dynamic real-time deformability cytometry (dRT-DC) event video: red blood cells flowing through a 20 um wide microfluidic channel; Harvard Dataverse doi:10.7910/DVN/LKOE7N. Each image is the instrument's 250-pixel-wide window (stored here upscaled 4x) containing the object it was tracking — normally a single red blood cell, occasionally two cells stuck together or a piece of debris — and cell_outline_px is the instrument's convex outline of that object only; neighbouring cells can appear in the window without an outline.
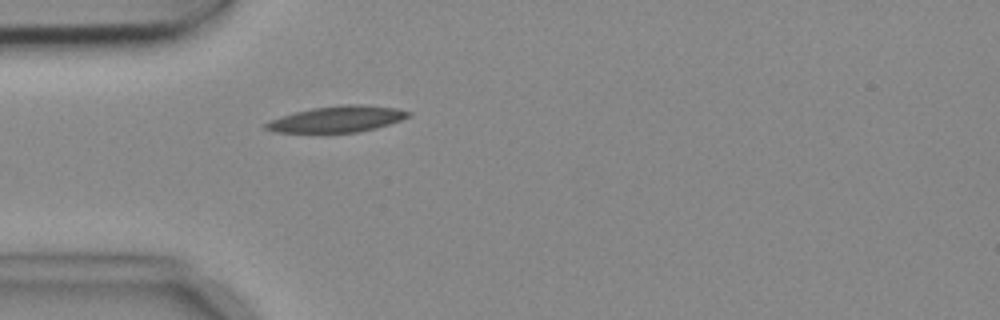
{"species": "common noctule bat (a hibernating species)", "species_latin": "Nyctalus noctula", "temperature_condition": "cold", "stored_images_in_passage": 4, "camera_frame_rate_fps": 3000, "um_per_image_px": 0.085, "animal": {"sex": "female", "body_mass_g": 18.4}, "frame": {"image": 1, "passage_image": 4, "time_ms": 1.0, "image_size_px": [1000, 320], "cell_outline_px": [[412, 112], [408, 116], [400, 120], [376, 128], [356, 132], [272, 132], [264, 128], [264, 124], [268, 120], [280, 116], [312, 108], [340, 104], [360, 104], [396, 108]], "centroid_in_image_um": [28.61, 10.11], "position_along_channel_um": 56.4, "area_um2": 21.62}}